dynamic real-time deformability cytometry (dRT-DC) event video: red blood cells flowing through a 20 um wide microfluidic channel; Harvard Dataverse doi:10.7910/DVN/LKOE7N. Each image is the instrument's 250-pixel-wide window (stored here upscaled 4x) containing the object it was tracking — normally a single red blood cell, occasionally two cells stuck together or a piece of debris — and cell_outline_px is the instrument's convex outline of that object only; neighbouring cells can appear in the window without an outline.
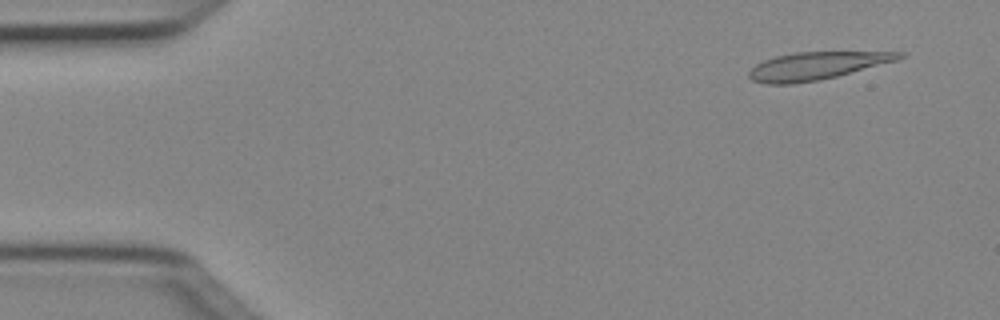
{"species": "Egyptian fruit bat (a non-hibernating species)", "species_latin": "Rousettus aegyptiacus", "temperature_condition": "cold", "stored_images_in_passage": 5, "camera_frame_rate_fps": 3000, "um_per_image_px": 0.085, "animal": {"sex": "female"}, "frame": {"image": 1, "passage_image": 1, "time_ms": 0.0, "image_size_px": [1000, 320], "cell_outline_px": [[908, 56], [896, 60], [836, 76], [820, 80], [792, 84], [764, 84], [752, 80], [748, 76], [748, 72], [756, 64], [764, 60], [776, 56], [796, 52], [908, 52]], "centroid_in_image_um": [69.39, 5.59], "position_along_channel_um": 15.6, "area_um2": 24.04}}
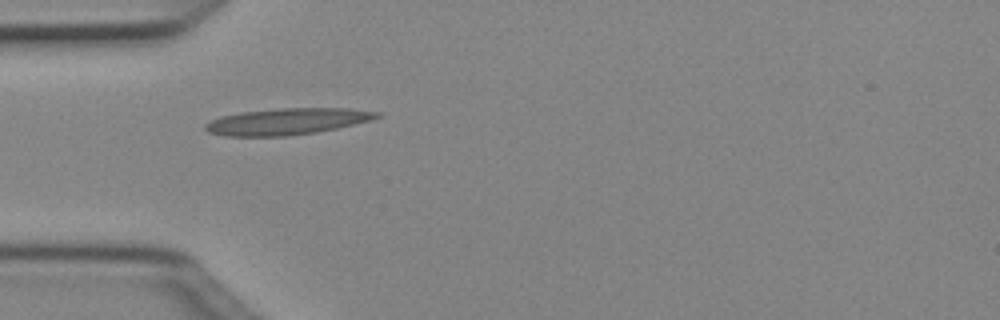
{"frame": {"image": 2, "passage_image": 4, "time_ms": 1.0, "image_size_px": [1000, 320], "cell_outline_px": [[380, 116], [372, 120], [336, 128], [316, 132], [288, 136], [224, 136], [208, 132], [204, 128], [204, 124], [220, 116], [240, 112], [280, 108], [352, 108], [380, 112]], "centroid_in_image_um": [24.39, 10.32], "position_along_channel_um": 60.6, "area_um2": 26.53}}
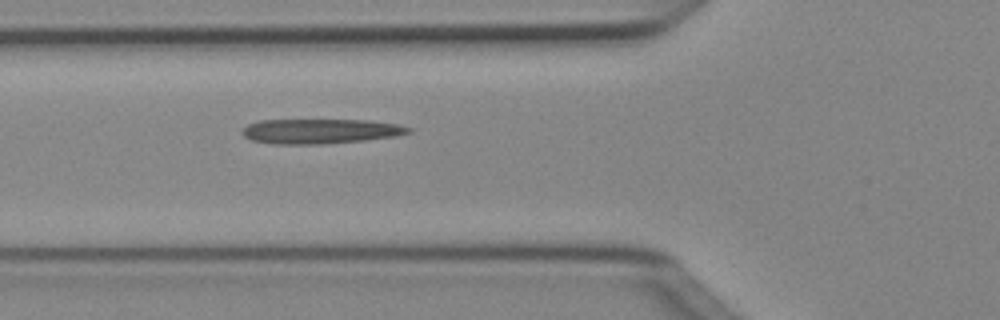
{"frame": {"image": 3, "passage_image": 5, "time_ms": 1.333, "image_size_px": [1000, 320], "cell_outline_px": [[412, 132], [396, 136], [364, 140], [324, 144], [272, 144], [252, 140], [244, 136], [240, 132], [248, 124], [260, 120], [368, 120], [396, 124], [412, 128]], "centroid_in_image_um": [27.22, 11.15], "position_along_channel_um": 98.6, "area_um2": 24.04}}